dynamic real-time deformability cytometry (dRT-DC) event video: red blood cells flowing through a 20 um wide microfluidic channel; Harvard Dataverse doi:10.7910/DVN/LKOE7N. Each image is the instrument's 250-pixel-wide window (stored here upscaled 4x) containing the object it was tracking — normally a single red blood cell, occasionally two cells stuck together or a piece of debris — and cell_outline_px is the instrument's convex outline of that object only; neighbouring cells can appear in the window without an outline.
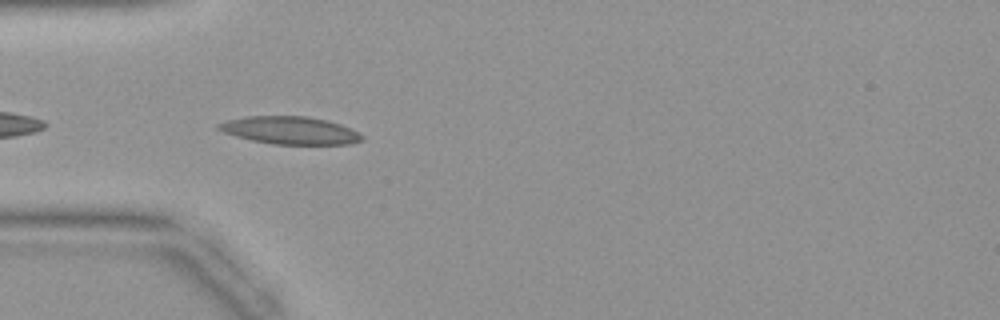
{"species": "common noctule bat (a hibernating species)", "species_latin": "Nyctalus noctula", "temperature_condition": "warm", "stored_images_in_passage": 17, "camera_frame_rate_fps": 3000, "um_per_image_px": 0.085, "animal": {"sex": "female", "body_mass_g": 19.9}, "frame": {"image": 1, "passage_image": 13, "time_ms": 4.0, "image_size_px": [1000, 320], "cell_outline_px": [[364, 140], [348, 144], [272, 144], [252, 140], [236, 136], [224, 132], [216, 128], [216, 124], [228, 120], [244, 116], [308, 116], [340, 124], [360, 132], [364, 136]], "centroid_in_image_um": [24.66, 11.08], "position_along_channel_um": 60.3, "area_um2": 23.12}}